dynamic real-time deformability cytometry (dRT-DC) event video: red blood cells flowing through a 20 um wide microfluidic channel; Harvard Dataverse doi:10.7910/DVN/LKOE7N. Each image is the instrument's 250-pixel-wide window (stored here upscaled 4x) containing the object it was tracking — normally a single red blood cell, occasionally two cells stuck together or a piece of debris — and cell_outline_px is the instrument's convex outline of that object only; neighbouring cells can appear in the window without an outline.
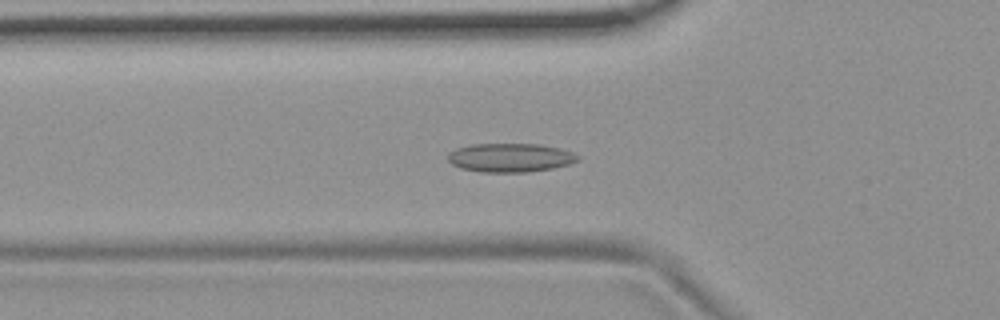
{"species": "common noctule bat (a hibernating species)", "species_latin": "Nyctalus noctula", "temperature_condition": "room temperature", "stored_images_in_passage": 43, "camera_frame_rate_fps": 3000, "um_per_image_px": 0.085, "animal": {"sex": "female", "body_mass_g": 19.9}, "frame": {"image": 1, "passage_image": 7, "time_ms": 2.0, "image_size_px": [1000, 320], "cell_outline_px": [[580, 160], [572, 164], [552, 168], [528, 172], [480, 172], [460, 168], [452, 164], [448, 160], [448, 152], [456, 148], [472, 144], [540, 144], [560, 148], [572, 152], [580, 156]], "centroid_in_image_um": [43.39, 13.4], "position_along_channel_um": 82.4, "area_um2": 22.02}}
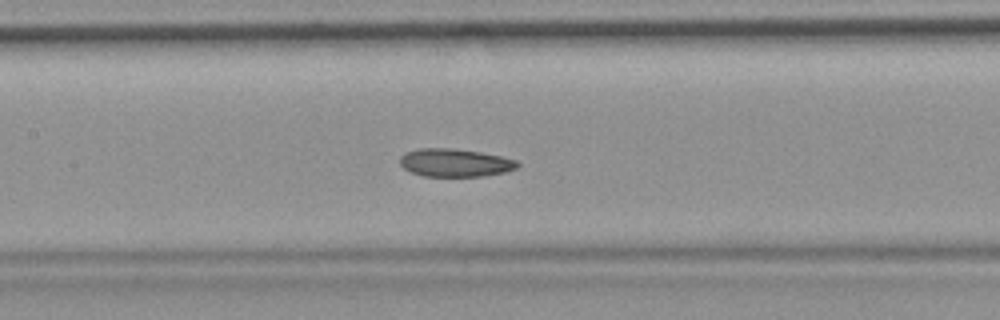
{"frame": {"image": 2, "passage_image": 14, "time_ms": 4.333, "image_size_px": [1000, 320], "cell_outline_px": [[520, 164], [516, 168], [504, 172], [480, 176], [424, 176], [412, 172], [404, 168], [400, 164], [400, 156], [404, 152], [420, 148], [452, 148], [480, 152], [500, 156], [516, 160]], "centroid_in_image_um": [38.64, 13.82], "position_along_channel_um": 168.8, "area_um2": 19.07}}
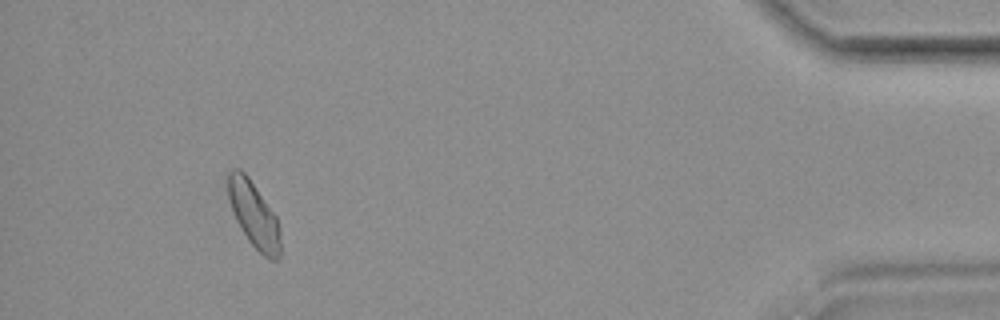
{"frame": {"image": 3, "passage_image": 39, "time_ms": 12.667, "image_size_px": [1000, 320], "cell_outline_px": [[280, 256], [276, 260], [272, 260], [264, 256], [248, 240], [240, 228], [232, 212], [228, 196], [228, 172], [232, 168], [240, 168], [248, 176], [276, 216], [280, 240]], "centroid_in_image_um": [21.55, 18.22], "position_along_channel_um": 413.6, "area_um2": 19.88}, "authors_computed_cell_mechanics": {"area_um2": 19.4786, "velocity_mm_per_s": 3.6905, "shape_relaxation_time_tau1_ms": null, "shape_relaxation_time_tau2_ms": 5.3748, "deformation_change_tau1": null, "deformation_change_tau2": 0.0935}}